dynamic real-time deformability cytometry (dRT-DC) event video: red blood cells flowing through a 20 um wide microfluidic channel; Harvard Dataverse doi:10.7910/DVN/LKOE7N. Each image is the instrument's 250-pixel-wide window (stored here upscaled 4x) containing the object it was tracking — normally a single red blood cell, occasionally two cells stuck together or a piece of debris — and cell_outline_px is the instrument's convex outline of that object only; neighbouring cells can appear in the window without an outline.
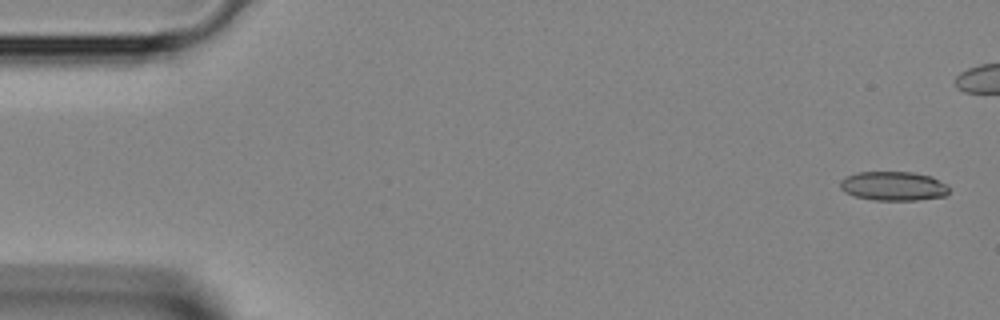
{"species": "Egyptian fruit bat (a non-hibernating species)", "species_latin": "Rousettus aegyptiacus", "temperature_condition": "room temperature", "stored_images_in_passage": 35, "camera_frame_rate_fps": 3000, "um_per_image_px": 0.085, "animal": {"sex": "female"}, "frame": {"image": 1, "passage_image": 2, "time_ms": 0.333, "image_size_px": [1000, 320], "cell_outline_px": [[948, 192], [944, 196], [916, 200], [876, 200], [856, 196], [844, 192], [840, 188], [840, 180], [856, 172], [912, 172], [932, 176], [944, 184], [948, 188]], "centroid_in_image_um": [75.91, 15.81], "position_along_channel_um": 9.1, "area_um2": 18.32}}
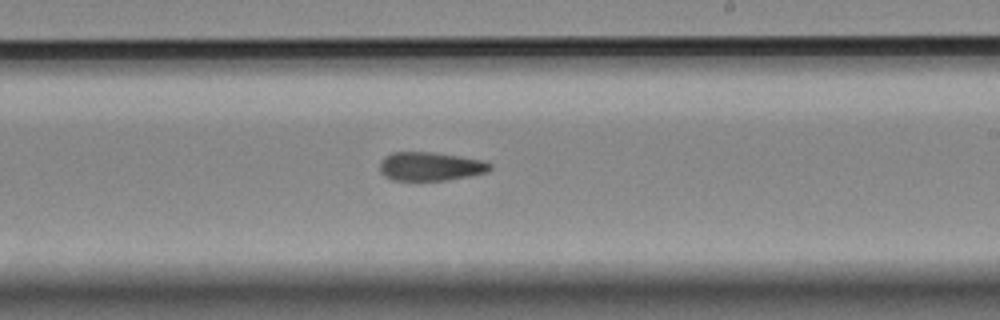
{"frame": {"image": 2, "passage_image": 25, "time_ms": 8.0, "image_size_px": [1000, 320], "cell_outline_px": [[492, 168], [488, 172], [448, 180], [392, 180], [384, 176], [380, 172], [380, 160], [384, 156], [392, 152], [436, 152], [484, 160], [492, 164]], "centroid_in_image_um": [36.58, 14.13], "position_along_channel_um": 252.4, "area_um2": 18.67}}
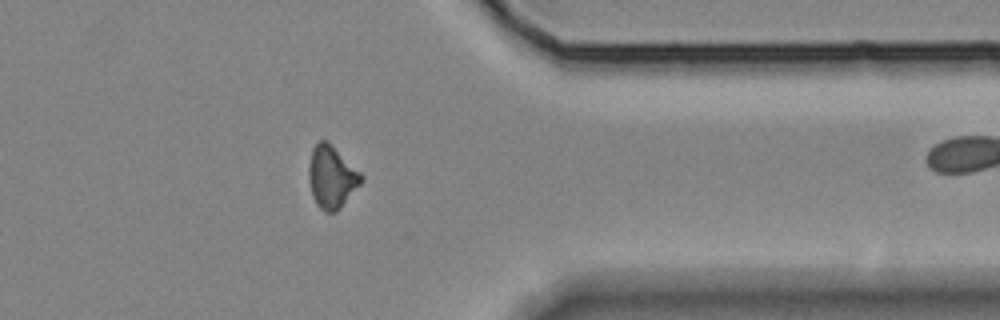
{"frame": {"image": 3, "passage_image": 34, "time_ms": 11.0, "image_size_px": [1000, 320], "cell_outline_px": [[364, 180], [340, 208], [336, 212], [324, 212], [316, 204], [312, 196], [308, 180], [308, 164], [312, 148], [320, 140], [328, 140], [364, 176]], "centroid_in_image_um": [28.17, 15.04], "position_along_channel_um": 383.2, "area_um2": 19.31}}